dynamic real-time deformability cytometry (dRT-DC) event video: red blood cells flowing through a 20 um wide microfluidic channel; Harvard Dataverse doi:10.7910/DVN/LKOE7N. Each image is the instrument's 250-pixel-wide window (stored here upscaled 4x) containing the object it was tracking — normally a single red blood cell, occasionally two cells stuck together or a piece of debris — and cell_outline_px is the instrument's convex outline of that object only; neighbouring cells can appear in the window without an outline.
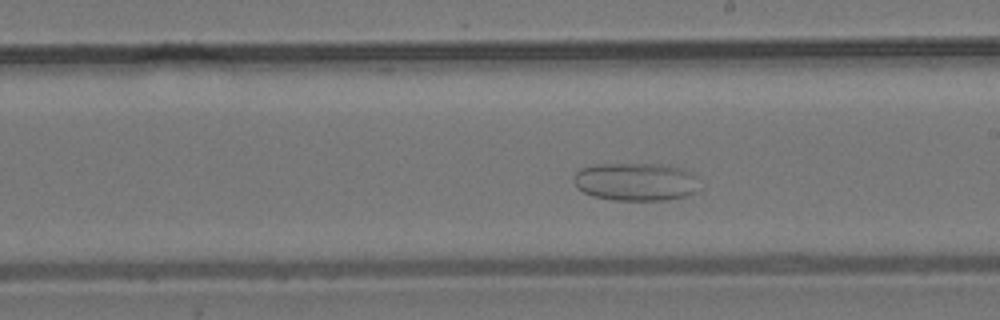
{"species": "common noctule bat (a hibernating species)", "species_latin": "Nyctalus noctula", "temperature_condition": "room temperature", "stored_images_in_passage": 54, "segment_of_instrument_passage": [1, 2], "camera_frame_rate_fps": 3000, "um_per_image_px": 0.085, "animal": {"sex": "male", "body_mass_g": 19.2, "forearm_length_mm": 51.8}, "frame": {"image": 1, "passage_image": 28, "time_ms": 9.0, "image_size_px": [1000, 320], "cell_outline_px": [[700, 188], [684, 196], [668, 200], [612, 200], [592, 196], [576, 188], [576, 172], [580, 168], [596, 164], [668, 164], [684, 168], [692, 172], [696, 176]], "centroid_in_image_um": [54.08, 15.44], "position_along_channel_um": 234.9, "area_um2": 28.09}}
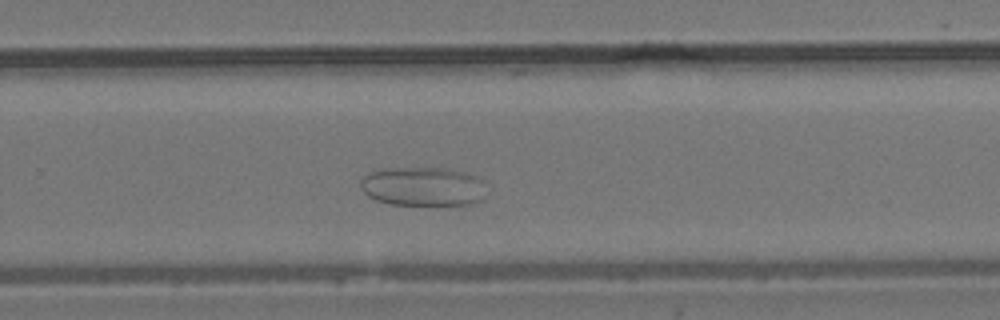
{"frame": {"image": 2, "passage_image": 33, "time_ms": 10.667, "image_size_px": [1000, 320], "cell_outline_px": [[484, 200], [476, 204], [392, 204], [376, 200], [368, 196], [364, 192], [360, 184], [360, 180], [368, 172], [384, 168], [448, 168], [464, 172], [476, 176], [484, 180]], "centroid_in_image_um": [35.97, 15.84], "position_along_channel_um": 293.8, "area_um2": 28.78}}
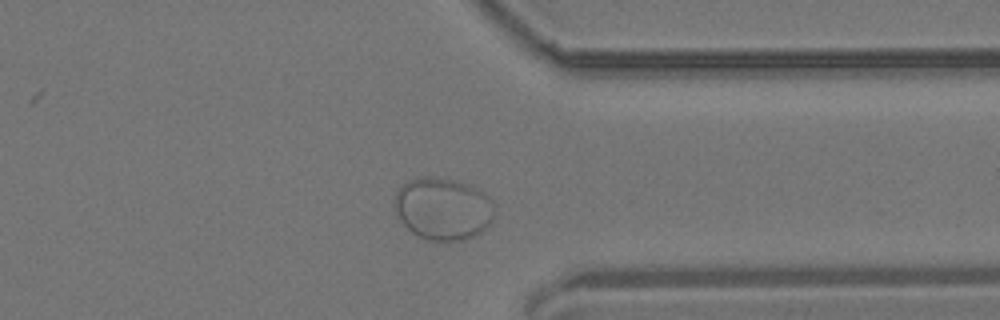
{"frame": {"image": 3, "passage_image": 40, "time_ms": 13.0, "image_size_px": [1000, 320], "cell_outline_px": [[496, 212], [492, 220], [480, 232], [472, 236], [460, 240], [428, 240], [412, 232], [400, 220], [396, 212], [396, 192], [408, 180], [420, 176], [428, 176], [456, 180], [480, 188], [492, 200]], "centroid_in_image_um": [37.69, 17.71], "position_along_channel_um": 373.7, "area_um2": 36.18}}